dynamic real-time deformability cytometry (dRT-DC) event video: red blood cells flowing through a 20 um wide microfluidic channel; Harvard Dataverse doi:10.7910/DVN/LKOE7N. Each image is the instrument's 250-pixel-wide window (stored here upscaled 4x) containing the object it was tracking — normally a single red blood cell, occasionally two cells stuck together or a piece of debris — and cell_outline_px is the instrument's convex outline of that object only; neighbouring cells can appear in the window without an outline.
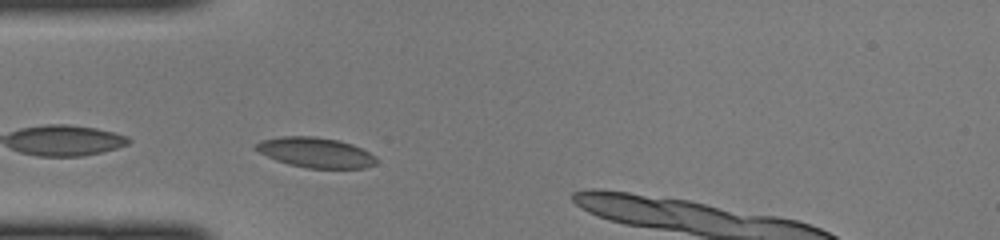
{"species": "common noctule bat (a hibernating species)", "species_latin": "Nyctalus noctula", "temperature_condition": "cold", "stored_images_in_passage": 26, "camera_frame_rate_fps": 3000, "um_per_image_px": 0.085, "animal": {"sex": "female", "body_mass_g": 22.0, "forearm_length_mm": 56.7}, "frame": {"image": 1, "passage_image": 1, "time_ms": 0.0, "image_size_px": [1000, 240], "cell_outline_px": [[376, 164], [364, 168], [308, 168], [288, 164], [276, 160], [252, 148], [260, 140], [280, 136], [312, 136], [340, 140], [352, 144], [376, 156]], "centroid_in_image_um": [26.81, 12.96], "position_along_channel_um": 58.2, "area_um2": 21.15}}
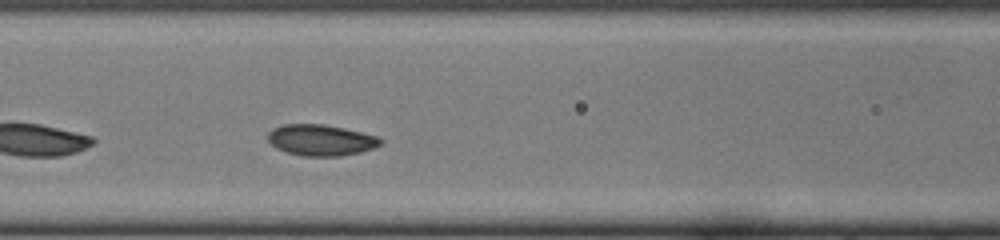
{"frame": {"image": 2, "passage_image": 7, "time_ms": 2.0, "image_size_px": [1000, 240], "cell_outline_px": [[384, 140], [380, 144], [372, 148], [360, 152], [340, 156], [304, 156], [288, 152], [276, 148], [268, 140], [268, 132], [272, 128], [284, 124], [324, 124], [344, 128], [376, 136]], "centroid_in_image_um": [27.25, 11.9], "position_along_channel_um": 139.3, "area_um2": 20.29}}
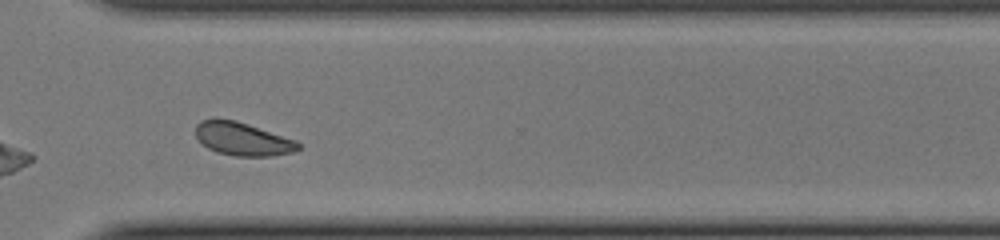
{"frame": {"image": 3, "passage_image": 22, "time_ms": 7.0, "image_size_px": [1000, 240], "cell_outline_px": [[300, 148], [292, 152], [272, 156], [236, 156], [216, 152], [208, 148], [196, 136], [196, 124], [200, 120], [216, 116], [236, 120], [296, 140], [300, 144]], "centroid_in_image_um": [20.58, 11.78], "position_along_channel_um": 350.0, "area_um2": 20.06}}